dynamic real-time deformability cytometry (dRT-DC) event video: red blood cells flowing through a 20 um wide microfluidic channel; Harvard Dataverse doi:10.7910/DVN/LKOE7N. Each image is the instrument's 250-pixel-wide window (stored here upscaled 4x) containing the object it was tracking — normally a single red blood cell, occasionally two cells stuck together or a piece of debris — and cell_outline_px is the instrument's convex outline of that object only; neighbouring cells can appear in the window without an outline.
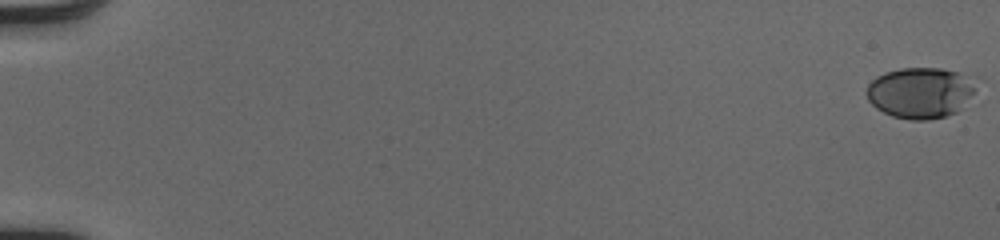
{"species": "human", "species_latin": "Homo sapiens", "temperature_condition": "cold", "stored_images_in_passage": 53, "camera_frame_rate_fps": 3000, "um_per_image_px": 0.085, "donor": {"sex": "male"}, "frame": {"image": 1, "passage_image": 1, "time_ms": 0.0, "image_size_px": [1000, 240], "cell_outline_px": [[976, 76], [972, 92], [964, 108], [956, 112], [944, 116], [928, 120], [908, 120], [892, 116], [876, 108], [868, 100], [868, 84], [876, 76], [884, 72], [900, 68], [940, 68], [960, 72]], "centroid_in_image_um": [78.25, 7.87], "position_along_channel_um": 6.7, "area_um2": 32.71}}
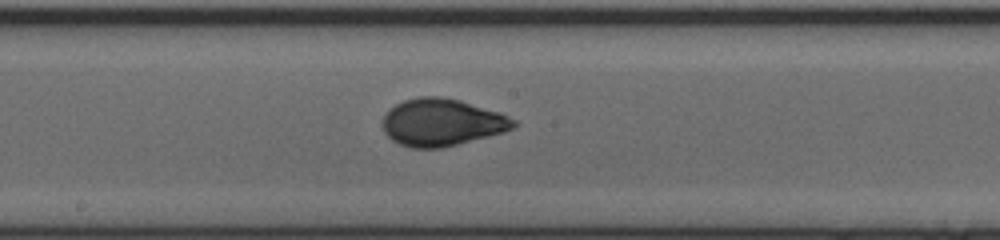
{"frame": {"image": 2, "passage_image": 31, "time_ms": 10.0, "image_size_px": [1000, 240], "cell_outline_px": [[516, 124], [512, 128], [504, 132], [444, 148], [412, 148], [400, 144], [392, 140], [384, 132], [380, 124], [384, 116], [396, 104], [404, 100], [420, 96], [440, 96], [460, 100], [500, 112], [516, 120]], "centroid_in_image_um": [37.55, 10.4], "position_along_channel_um": 210.7, "area_um2": 36.18}}
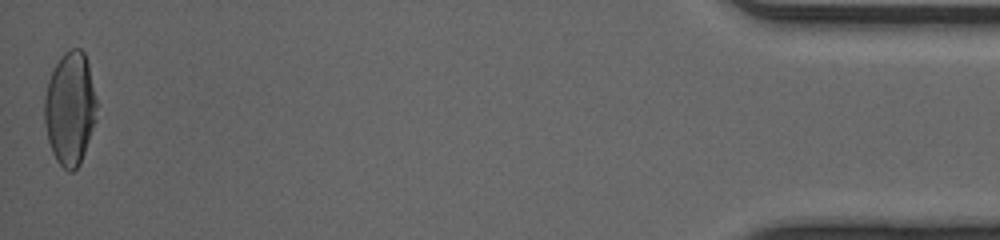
{"frame": {"image": 3, "passage_image": 53, "time_ms": 17.333, "image_size_px": [1000, 240], "cell_outline_px": [[96, 120], [80, 164], [72, 172], [68, 172], [56, 160], [52, 152], [48, 140], [44, 124], [44, 96], [48, 80], [60, 56], [64, 52], [72, 48], [80, 48], [84, 52], [88, 64], [96, 100]], "centroid_in_image_um": [5.94, 9.23], "position_along_channel_um": 429.3, "area_um2": 34.51}, "authors_computed_cell_mechanics": {"area_um2": 33.813, "velocity_mm_per_s": 4.0916, "shape_relaxation_time_tau1_ms": 5.8645, "shape_relaxation_time_tau2_ms": 0.6425, "deformation_change_tau1": 0.2077, "deformation_change_tau2": 0.0418}}